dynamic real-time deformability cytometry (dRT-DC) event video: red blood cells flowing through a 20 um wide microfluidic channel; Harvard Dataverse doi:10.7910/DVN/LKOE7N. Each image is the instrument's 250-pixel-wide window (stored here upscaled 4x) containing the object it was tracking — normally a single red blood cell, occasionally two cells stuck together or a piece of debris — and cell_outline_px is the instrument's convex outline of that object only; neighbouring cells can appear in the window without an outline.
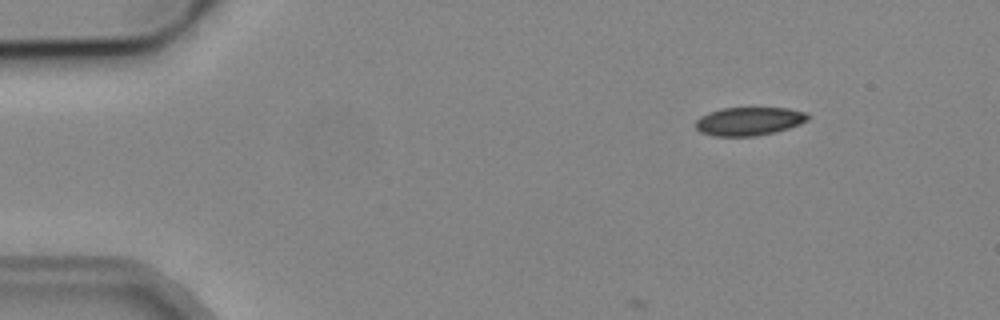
{"species": "common noctule bat (a hibernating species)", "species_latin": "Nyctalus noctula", "temperature_condition": "cold", "stored_images_in_passage": 9, "camera_frame_rate_fps": 3000, "um_per_image_px": 0.085, "animal": {"sex": "male", "body_mass_g": 19.2, "forearm_length_mm": 51.8}, "frame": {"image": 1, "passage_image": 2, "time_ms": 1.333, "image_size_px": [1000, 320], "cell_outline_px": [[812, 116], [808, 120], [800, 124], [776, 132], [756, 136], [712, 136], [700, 132], [696, 128], [696, 120], [700, 116], [708, 112], [720, 108], [788, 108], [808, 112]], "centroid_in_image_um": [63.69, 10.3], "position_along_channel_um": 21.3, "area_um2": 18.84}}
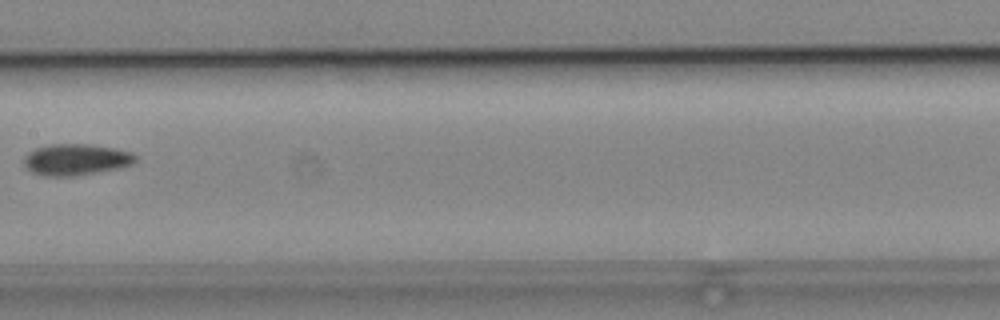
{"frame": {"image": 2, "passage_image": 8, "time_ms": 8.333, "image_size_px": [1000, 320], "cell_outline_px": [[136, 160], [132, 164], [120, 168], [76, 176], [48, 176], [32, 172], [24, 164], [24, 156], [28, 152], [36, 148], [52, 144], [92, 144], [132, 152], [136, 156]], "centroid_in_image_um": [6.47, 13.56], "position_along_channel_um": 200.9, "area_um2": 20.35}}
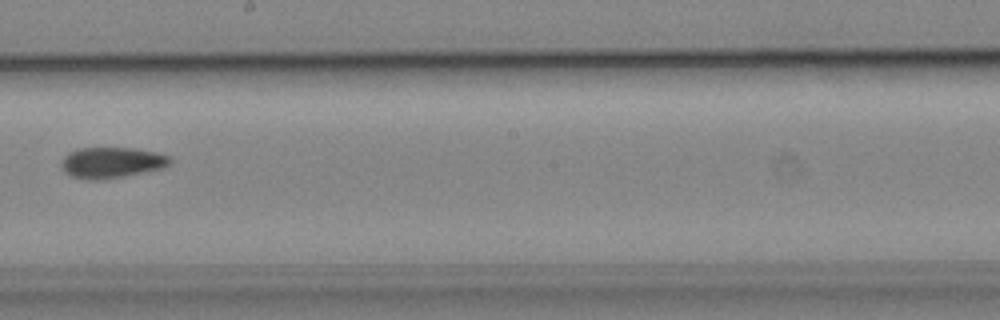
{"frame": {"image": 3, "passage_image": 9, "time_ms": 9.333, "image_size_px": [1000, 320], "cell_outline_px": [[172, 160], [168, 164], [160, 168], [124, 176], [96, 180], [88, 180], [72, 176], [64, 172], [60, 164], [60, 160], [68, 152], [76, 148], [132, 148], [156, 152], [172, 156]], "centroid_in_image_um": [9.43, 13.8], "position_along_channel_um": 238.8, "area_um2": 19.54}}